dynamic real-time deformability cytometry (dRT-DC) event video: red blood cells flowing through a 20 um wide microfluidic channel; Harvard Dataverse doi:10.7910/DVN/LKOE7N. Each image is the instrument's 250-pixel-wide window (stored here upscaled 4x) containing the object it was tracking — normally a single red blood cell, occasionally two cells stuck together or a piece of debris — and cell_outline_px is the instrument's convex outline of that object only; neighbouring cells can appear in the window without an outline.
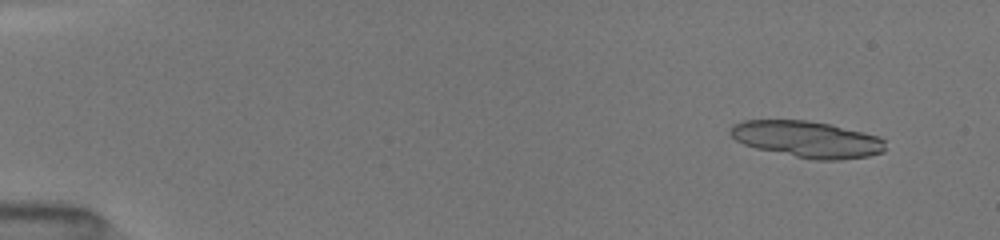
{"species": "common noctule bat (a hibernating species)", "species_latin": "Nyctalus noctula", "temperature_condition": "room temperature", "stored_images_in_passage": 33, "segment_of_instrument_passage": [1, 2], "camera_frame_rate_fps": 3000, "um_per_image_px": 0.085, "animal": {"sex": "female", "body_mass_g": 19.5, "forearm_length_mm": 54.1}, "frame": {"image": 1, "passage_image": 5, "time_ms": 1.333, "image_size_px": [1000, 240], "cell_outline_px": [[884, 152], [868, 156], [840, 160], [816, 160], [756, 148], [744, 144], [736, 140], [728, 132], [732, 124], [744, 120], [804, 120], [828, 124], [876, 136], [884, 140]], "centroid_in_image_um": [68.56, 11.84], "position_along_channel_um": 16.4, "area_um2": 32.48}}